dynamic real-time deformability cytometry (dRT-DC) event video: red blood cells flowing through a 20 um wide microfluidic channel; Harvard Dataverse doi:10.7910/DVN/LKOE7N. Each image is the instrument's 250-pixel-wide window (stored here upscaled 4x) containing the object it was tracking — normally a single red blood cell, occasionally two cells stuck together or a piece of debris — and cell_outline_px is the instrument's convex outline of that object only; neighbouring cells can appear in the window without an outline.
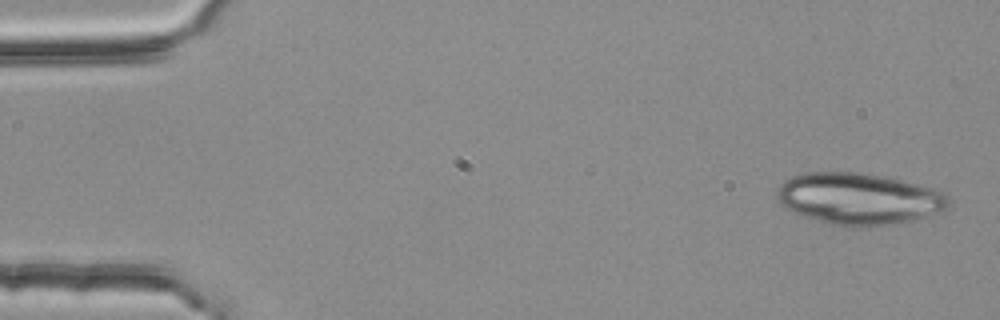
{"species": "common noctule bat (a hibernating species)", "species_latin": "Nyctalus noctula", "temperature_condition": "room temperature", "stored_images_in_passage": 4, "camera_frame_rate_fps": 3000, "um_per_image_px": 0.085, "animal": {"sex": "female", "body_mass_g": 25.1}, "frame": {"image": 1, "passage_image": 1, "time_ms": 0.0, "image_size_px": [1000, 320], "cell_outline_px": [[952, 200], [944, 208], [936, 212], [912, 220], [892, 224], [832, 224], [804, 216], [784, 208], [780, 204], [776, 196], [780, 184], [784, 180], [792, 176], [808, 172], [860, 172], [884, 176], [936, 188], [948, 196]], "centroid_in_image_um": [72.98, 16.84], "position_along_channel_um": 12.0, "area_um2": 50.75}}